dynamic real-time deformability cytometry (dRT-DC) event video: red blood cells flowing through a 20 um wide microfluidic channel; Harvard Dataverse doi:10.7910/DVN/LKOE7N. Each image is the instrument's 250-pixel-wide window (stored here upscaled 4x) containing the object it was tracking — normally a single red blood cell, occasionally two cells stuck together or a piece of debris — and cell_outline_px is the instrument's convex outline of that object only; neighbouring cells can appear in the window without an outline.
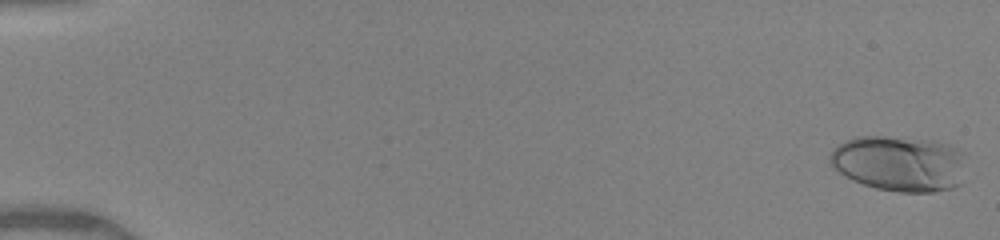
{"species": "human", "species_latin": "Homo sapiens", "temperature_condition": "warm", "stored_images_in_passage": 50, "camera_frame_rate_fps": 3000, "um_per_image_px": 0.085, "donor": {"sex": "female"}, "frame": {"image": 1, "passage_image": 1, "time_ms": 0.0, "image_size_px": [1000, 240], "cell_outline_px": [[964, 152], [960, 184], [952, 188], [936, 192], [900, 192], [876, 188], [852, 180], [832, 168], [828, 160], [828, 156], [832, 148], [844, 140], [856, 136], [884, 136], [936, 140], [948, 144]], "centroid_in_image_um": [76.4, 13.88], "position_along_channel_um": 8.6, "area_um2": 44.62}}
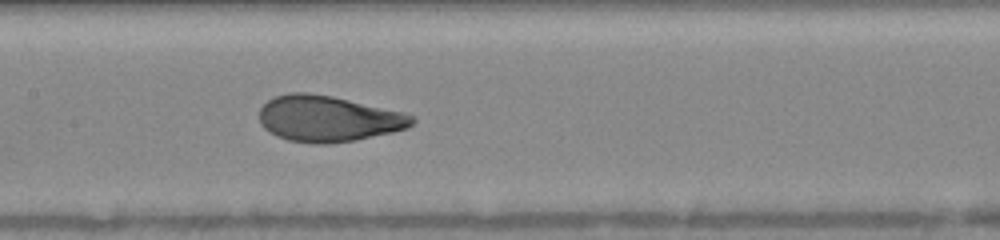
{"frame": {"image": 2, "passage_image": 26, "time_ms": 8.333, "image_size_px": [1000, 240], "cell_outline_px": [[416, 120], [408, 128], [392, 132], [356, 140], [328, 144], [312, 144], [288, 140], [276, 136], [268, 132], [260, 124], [260, 108], [268, 100], [276, 96], [288, 92], [308, 92], [332, 96], [404, 112], [412, 116]], "centroid_in_image_um": [27.87, 10.09], "position_along_channel_um": 179.5, "area_um2": 41.15}}
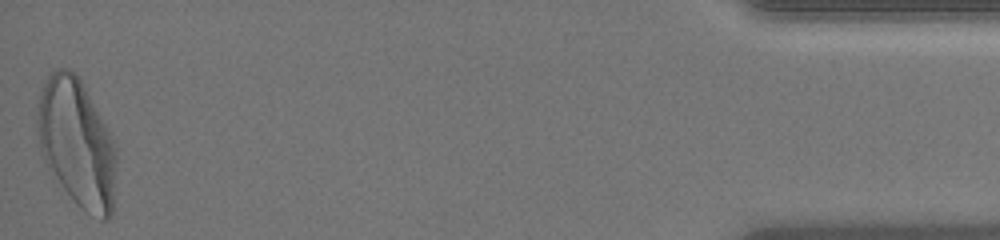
{"frame": {"image": 3, "passage_image": 50, "time_ms": 16.333, "image_size_px": [1000, 240], "cell_outline_px": [[116, 160], [112, 216], [108, 220], [100, 220], [84, 212], [76, 204], [48, 168], [44, 160], [40, 148], [36, 132], [36, 120], [40, 96], [48, 72], [56, 68], [68, 68], [80, 80], [104, 124], [116, 148]], "centroid_in_image_um": [6.51, 12.2], "position_along_channel_um": 428.7, "area_um2": 58.49}, "authors_computed_cell_mechanics": {"area_um2": 41.2114, "velocity_mm_per_s": 4.1042, "shape_relaxation_time_tau1_ms": 3.6499, "shape_relaxation_time_tau2_ms": null, "deformation_change_tau1": 0.2181, "deformation_change_tau2": null}}